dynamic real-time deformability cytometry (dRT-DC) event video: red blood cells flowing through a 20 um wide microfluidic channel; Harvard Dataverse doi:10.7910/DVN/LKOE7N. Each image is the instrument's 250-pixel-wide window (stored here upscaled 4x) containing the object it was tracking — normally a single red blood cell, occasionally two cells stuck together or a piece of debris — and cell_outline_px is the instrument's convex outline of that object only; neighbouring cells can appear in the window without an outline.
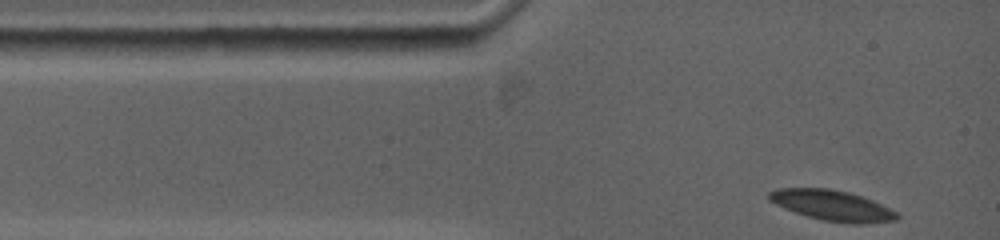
{"species": "common noctule bat (a hibernating species)", "species_latin": "Nyctalus noctula", "temperature_condition": "warm", "stored_images_in_passage": 58, "camera_frame_rate_fps": 5000, "um_per_image_px": 0.085, "animal": {"sex": "female", "body_mass_g": 19.0, "forearm_length_mm": 53.3}, "frame": {"image": 1, "passage_image": 1, "time_ms": 0.0, "image_size_px": [1000, 240], "cell_outline_px": [[900, 216], [896, 220], [860, 224], [852, 224], [824, 220], [808, 216], [784, 208], [768, 200], [768, 192], [780, 188], [828, 188], [848, 192], [872, 200], [896, 212]], "centroid_in_image_um": [70.72, 17.46], "position_along_channel_um": 14.3, "area_um2": 22.43}}
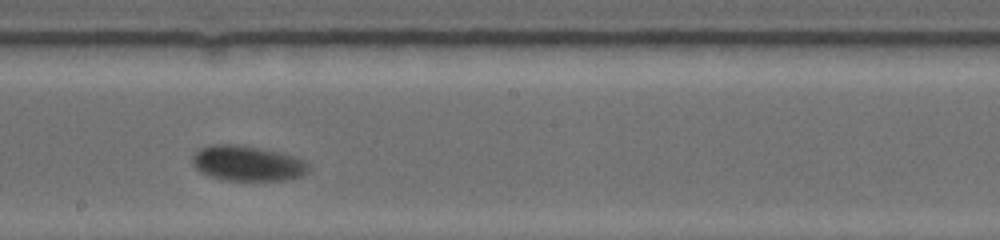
{"frame": {"image": 2, "passage_image": 34, "time_ms": 6.6, "image_size_px": [1000, 240], "cell_outline_px": [[308, 172], [304, 176], [292, 180], [224, 180], [208, 176], [200, 172], [192, 164], [192, 156], [196, 152], [204, 148], [228, 144], [256, 148], [276, 152], [292, 156], [308, 164]], "centroid_in_image_um": [21.04, 13.93], "position_along_channel_um": 227.2, "area_um2": 23.29}}
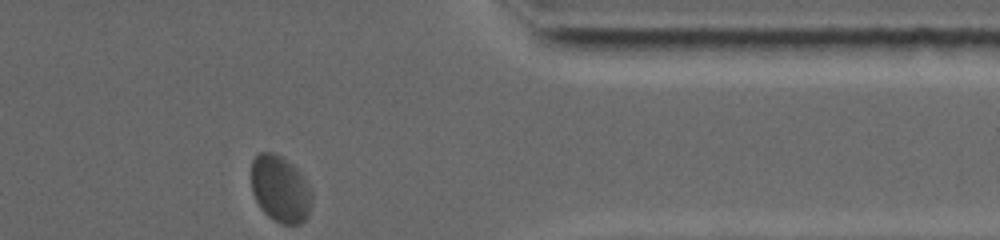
{"frame": {"image": 3, "passage_image": 58, "time_ms": 11.4, "image_size_px": [1000, 240], "cell_outline_px": [[312, 204], [308, 216], [300, 224], [280, 224], [272, 220], [260, 208], [252, 192], [252, 160], [260, 152], [272, 152], [280, 156], [296, 168], [300, 172], [308, 184], [312, 192]], "centroid_in_image_um": [23.84, 16.09], "position_along_channel_um": 387.6, "area_um2": 23.64}, "authors_computed_cell_mechanics": {"area_um2": 22.6576, "velocity_mm_per_s": 3.6638, "shape_relaxation_time_tau1_ms": 5.0567, "shape_relaxation_time_tau2_ms": null, "deformation_change_tau1": 0.123, "deformation_change_tau2": null}}